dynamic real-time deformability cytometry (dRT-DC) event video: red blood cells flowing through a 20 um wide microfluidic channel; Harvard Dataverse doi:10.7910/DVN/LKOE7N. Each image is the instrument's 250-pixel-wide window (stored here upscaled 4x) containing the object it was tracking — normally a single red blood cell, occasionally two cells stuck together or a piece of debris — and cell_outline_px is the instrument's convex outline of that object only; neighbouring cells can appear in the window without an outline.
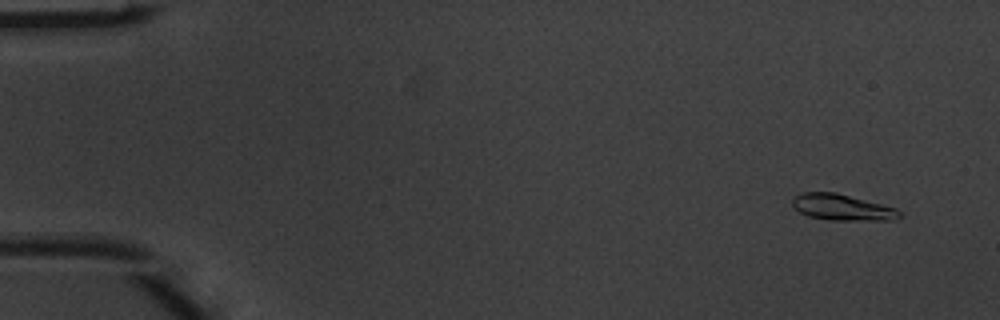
{"species": "common noctule bat (a hibernating species)", "species_latin": "Nyctalus noctula", "temperature_condition": "warm", "stored_images_in_passage": 3, "camera_frame_rate_fps": 3000, "um_per_image_px": 0.085, "animal": {"sex": "male", "body_mass_g": 20.1, "forearm_length_mm": 53.5}, "frame": {"image": 1, "passage_image": 1, "time_ms": 0.0, "image_size_px": [1000, 320], "cell_outline_px": [[900, 216], [896, 220], [828, 220], [808, 216], [792, 208], [792, 200], [796, 196], [804, 192], [836, 192], [896, 208], [900, 212]], "centroid_in_image_um": [71.56, 17.63], "position_along_channel_um": 13.4, "area_um2": 16.3}}